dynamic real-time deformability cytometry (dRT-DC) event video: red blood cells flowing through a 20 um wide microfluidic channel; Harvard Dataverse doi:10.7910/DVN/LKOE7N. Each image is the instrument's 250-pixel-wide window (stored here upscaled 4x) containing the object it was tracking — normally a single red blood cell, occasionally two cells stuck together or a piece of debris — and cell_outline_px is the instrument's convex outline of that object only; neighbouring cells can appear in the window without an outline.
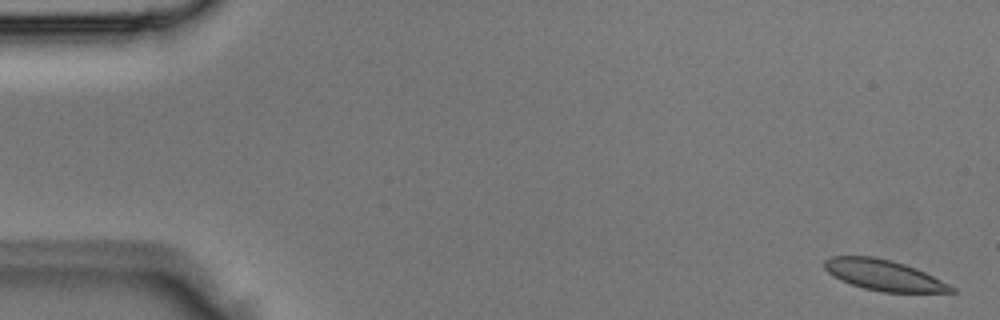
{"species": "Egyptian fruit bat (a non-hibernating species)", "species_latin": "Rousettus aegyptiacus", "temperature_condition": "room temperature", "stored_images_in_passage": 4, "camera_frame_rate_fps": 3000, "um_per_image_px": 0.085, "animal": {"sex": "male"}, "frame": {"image": 1, "passage_image": 1, "time_ms": 0.0, "image_size_px": [1000, 320], "cell_outline_px": [[956, 292], [880, 292], [864, 288], [840, 280], [828, 272], [824, 268], [824, 260], [828, 256], [872, 256], [892, 260], [916, 268], [956, 288]], "centroid_in_image_um": [75.09, 23.38], "position_along_channel_um": 9.9, "area_um2": 22.6}}
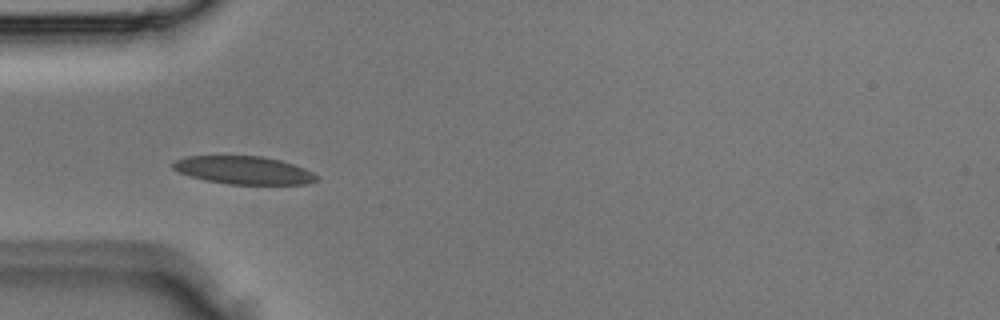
{"frame": {"image": 2, "passage_image": 4, "time_ms": 1.0, "image_size_px": [1000, 320], "cell_outline_px": [[320, 176], [316, 180], [304, 184], [228, 184], [204, 180], [180, 172], [172, 168], [172, 164], [176, 160], [188, 156], [264, 156], [280, 160], [304, 168]], "centroid_in_image_um": [20.73, 14.46], "position_along_channel_um": 64.3, "area_um2": 23.24}}